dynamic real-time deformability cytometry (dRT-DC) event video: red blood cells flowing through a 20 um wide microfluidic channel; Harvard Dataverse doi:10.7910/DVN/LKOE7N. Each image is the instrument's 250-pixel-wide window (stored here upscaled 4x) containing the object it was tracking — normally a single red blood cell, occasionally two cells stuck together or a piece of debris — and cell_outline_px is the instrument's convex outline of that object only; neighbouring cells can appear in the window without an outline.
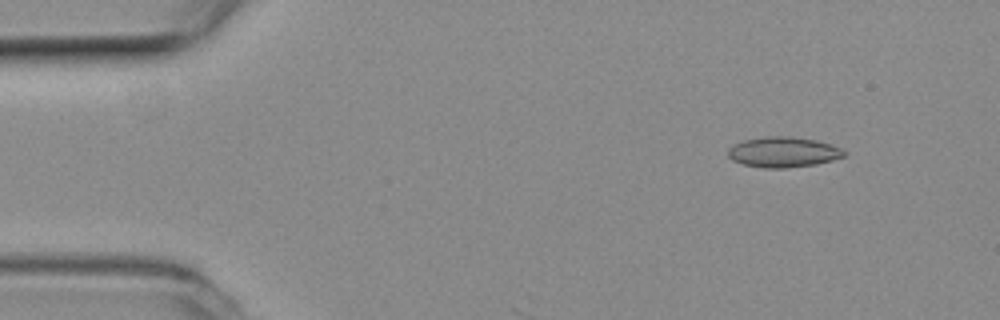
{"species": "common noctule bat (a hibernating species)", "species_latin": "Nyctalus noctula", "temperature_condition": "room temperature", "stored_images_in_passage": 11, "camera_frame_rate_fps": 3000, "um_per_image_px": 0.085, "animal": {"sex": "female", "body_mass_g": 19.3, "forearm_length_mm": 54.1}, "frame": {"image": 1, "passage_image": 6, "time_ms": 1.667, "image_size_px": [1000, 320], "cell_outline_px": [[848, 152], [844, 156], [832, 160], [816, 164], [784, 168], [764, 168], [744, 164], [732, 160], [728, 156], [728, 148], [732, 144], [744, 140], [764, 136], [788, 136], [816, 140], [840, 148]], "centroid_in_image_um": [66.55, 12.92], "position_along_channel_um": 18.5, "area_um2": 20.52}}